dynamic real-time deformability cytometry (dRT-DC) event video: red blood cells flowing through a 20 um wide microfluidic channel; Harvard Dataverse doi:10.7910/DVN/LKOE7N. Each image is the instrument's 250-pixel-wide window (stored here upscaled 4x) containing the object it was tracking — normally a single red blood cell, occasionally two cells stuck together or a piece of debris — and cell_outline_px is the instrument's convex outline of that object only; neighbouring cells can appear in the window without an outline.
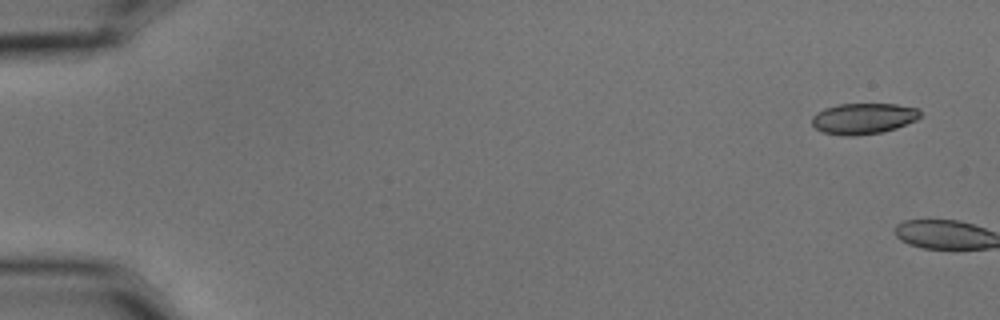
{"species": "common noctule bat (a hibernating species)", "species_latin": "Nyctalus noctula", "temperature_condition": "cold", "stored_images_in_passage": 2, "camera_frame_rate_fps": 3000, "um_per_image_px": 0.085, "animal": {"sex": "male", "body_mass_g": 15.6}, "frame": {"image": 1, "passage_image": 1, "time_ms": 0.0, "image_size_px": [1000, 320], "cell_outline_px": [[920, 116], [916, 120], [896, 128], [884, 132], [852, 136], [844, 136], [824, 132], [816, 128], [812, 124], [812, 116], [816, 112], [824, 108], [840, 104], [896, 104], [920, 108]], "centroid_in_image_um": [73.4, 10.07], "position_along_channel_um": 11.6, "area_um2": 19.59}}